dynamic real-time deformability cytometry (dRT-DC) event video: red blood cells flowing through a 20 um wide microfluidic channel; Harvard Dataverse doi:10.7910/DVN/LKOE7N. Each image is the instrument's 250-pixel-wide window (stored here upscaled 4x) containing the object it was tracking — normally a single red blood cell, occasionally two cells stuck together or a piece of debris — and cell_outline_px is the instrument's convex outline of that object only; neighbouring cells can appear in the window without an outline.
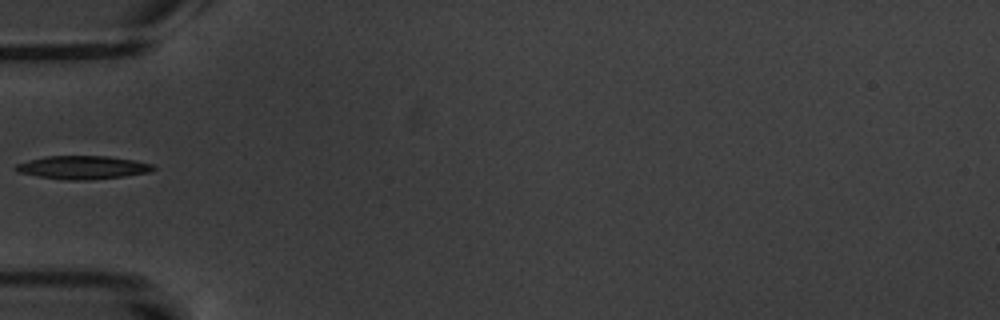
{"species": "common noctule bat (a hibernating species)", "species_latin": "Nyctalus noctula", "temperature_condition": "warm", "stored_images_in_passage": 7, "camera_frame_rate_fps": 3000, "um_per_image_px": 0.085, "animal": {"sex": "male", "body_mass_g": 20.1, "forearm_length_mm": 53.5}, "frame": {"image": 1, "passage_image": 2, "time_ms": 1.333, "image_size_px": [1000, 320], "cell_outline_px": [[156, 168], [152, 172], [124, 176], [88, 180], [68, 180], [40, 176], [20, 172], [12, 168], [16, 164], [28, 160], [44, 156], [108, 156], [132, 160], [152, 164]], "centroid_in_image_um": [7.04, 14.23], "position_along_channel_um": 78.0, "area_um2": 18.55}}
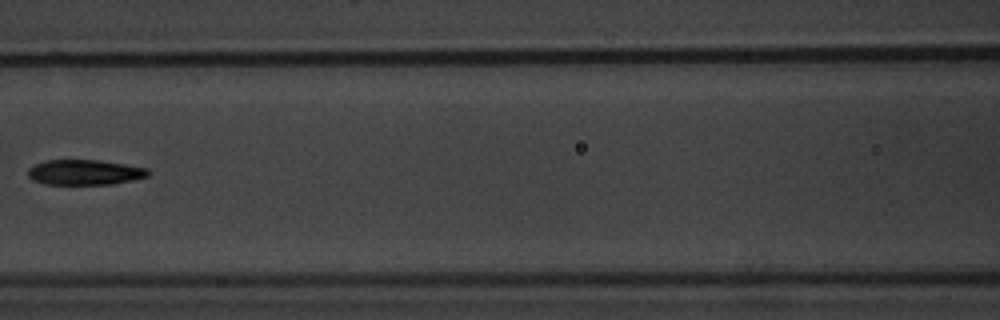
{"frame": {"image": 2, "passage_image": 4, "time_ms": 3.667, "image_size_px": [1000, 320], "cell_outline_px": [[152, 172], [148, 176], [132, 180], [112, 184], [48, 184], [32, 180], [28, 176], [28, 168], [44, 160], [100, 160], [148, 168]], "centroid_in_image_um": [7.22, 14.64], "position_along_channel_um": 159.4, "area_um2": 17.69}}
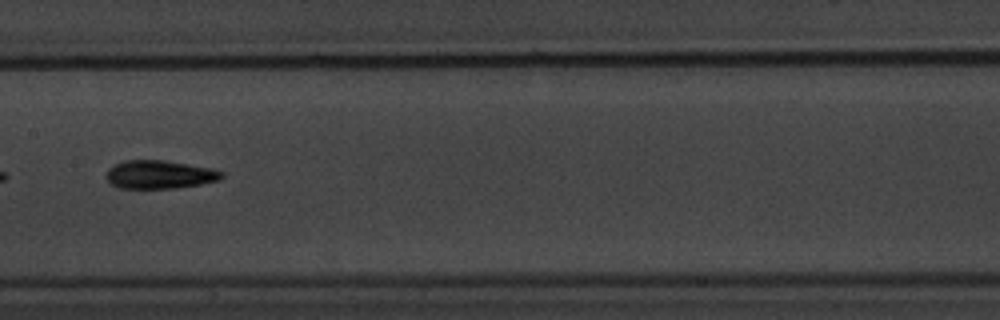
{"frame": {"image": 3, "passage_image": 5, "time_ms": 4.667, "image_size_px": [1000, 320], "cell_outline_px": [[224, 176], [220, 180], [200, 184], [172, 188], [120, 188], [112, 184], [104, 176], [108, 168], [124, 160], [164, 160], [212, 168], [224, 172]], "centroid_in_image_um": [13.56, 14.83], "position_along_channel_um": 193.8, "area_um2": 19.07}}